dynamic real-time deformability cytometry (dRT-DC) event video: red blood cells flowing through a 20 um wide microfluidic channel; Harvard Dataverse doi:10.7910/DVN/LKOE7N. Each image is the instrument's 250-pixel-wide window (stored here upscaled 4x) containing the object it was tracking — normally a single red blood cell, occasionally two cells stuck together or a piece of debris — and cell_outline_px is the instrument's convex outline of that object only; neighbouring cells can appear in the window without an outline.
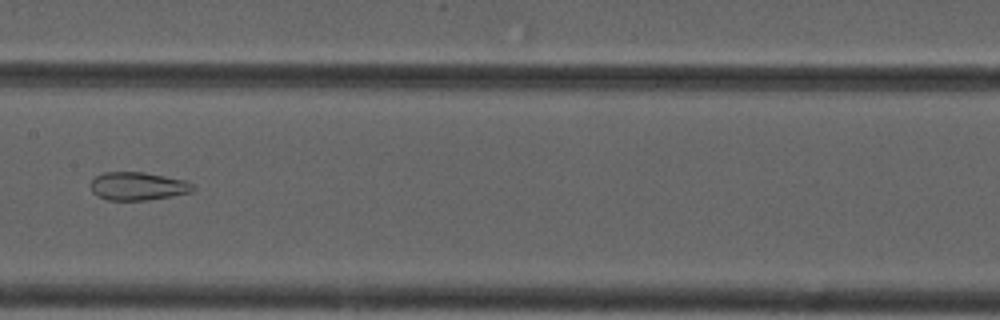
{"species": "common noctule bat (a hibernating species)", "species_latin": "Nyctalus noctula", "temperature_condition": "cold", "stored_images_in_passage": 8, "camera_frame_rate_fps": 3000, "um_per_image_px": 0.085, "animal": {"sex": "male", "forearm_length_mm": 52.5}, "frame": {"image": 1, "passage_image": 8, "time_ms": 9.333, "image_size_px": [1000, 320], "cell_outline_px": [[196, 188], [192, 192], [148, 200], [108, 200], [96, 196], [92, 192], [92, 180], [96, 176], [104, 172], [144, 172], [184, 180], [192, 184]], "centroid_in_image_um": [11.71, 15.83], "position_along_channel_um": 195.7, "area_um2": 16.7}}